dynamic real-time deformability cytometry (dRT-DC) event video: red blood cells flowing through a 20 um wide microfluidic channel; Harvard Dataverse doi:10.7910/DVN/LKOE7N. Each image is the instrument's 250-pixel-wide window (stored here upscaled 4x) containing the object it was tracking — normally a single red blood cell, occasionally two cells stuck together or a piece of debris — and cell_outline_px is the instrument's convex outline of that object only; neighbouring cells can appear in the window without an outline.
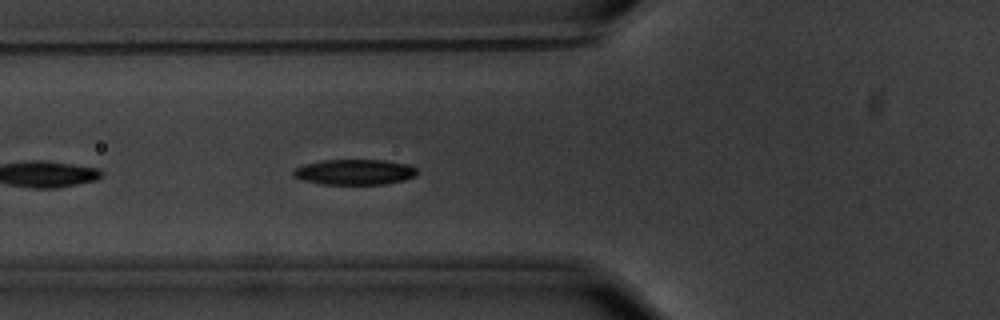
{"species": "common noctule bat (a hibernating species)", "species_latin": "Nyctalus noctula", "temperature_condition": "warm", "stored_images_in_passage": 15, "camera_frame_rate_fps": 3000, "um_per_image_px": 0.085, "animal": {"sex": "male", "body_mass_g": 20.1, "forearm_length_mm": 53.5}, "frame": {"image": 1, "passage_image": 5, "time_ms": 1.333, "image_size_px": [1000, 320], "cell_outline_px": [[416, 176], [404, 180], [384, 184], [320, 184], [304, 180], [292, 176], [292, 172], [296, 168], [304, 164], [320, 160], [384, 160], [408, 164], [416, 168]], "centroid_in_image_um": [30.13, 14.62], "position_along_channel_um": 95.7, "area_um2": 18.38}}